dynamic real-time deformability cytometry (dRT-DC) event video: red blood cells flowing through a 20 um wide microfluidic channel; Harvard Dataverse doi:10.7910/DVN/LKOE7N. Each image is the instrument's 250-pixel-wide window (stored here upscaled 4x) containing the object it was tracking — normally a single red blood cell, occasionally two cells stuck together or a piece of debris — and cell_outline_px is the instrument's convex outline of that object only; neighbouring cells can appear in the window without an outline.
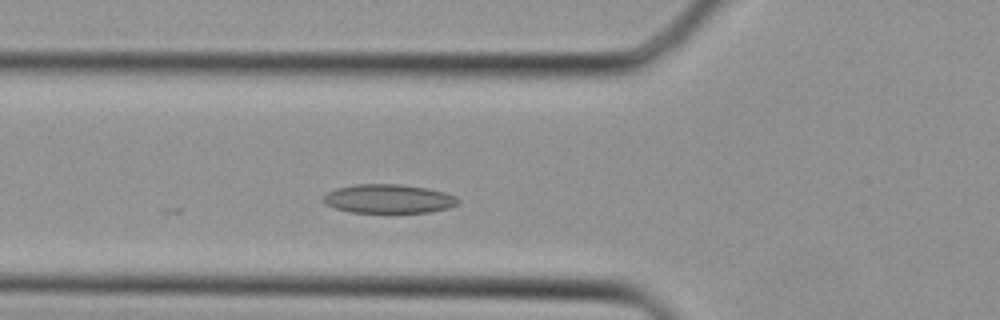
{"species": "Egyptian fruit bat (a non-hibernating species)", "species_latin": "Rousettus aegyptiacus", "temperature_condition": "cold", "stored_images_in_passage": 25, "camera_frame_rate_fps": 3000, "um_per_image_px": 0.085, "animal": {"sex": "female"}, "frame": {"image": 1, "passage_image": 6, "time_ms": 1.667, "image_size_px": [1000, 320], "cell_outline_px": [[460, 200], [456, 204], [448, 208], [428, 212], [352, 212], [336, 208], [324, 204], [320, 200], [328, 192], [336, 188], [356, 184], [400, 184], [428, 188], [444, 192], [456, 196]], "centroid_in_image_um": [33.01, 16.89], "position_along_channel_um": 92.8, "area_um2": 22.66}}
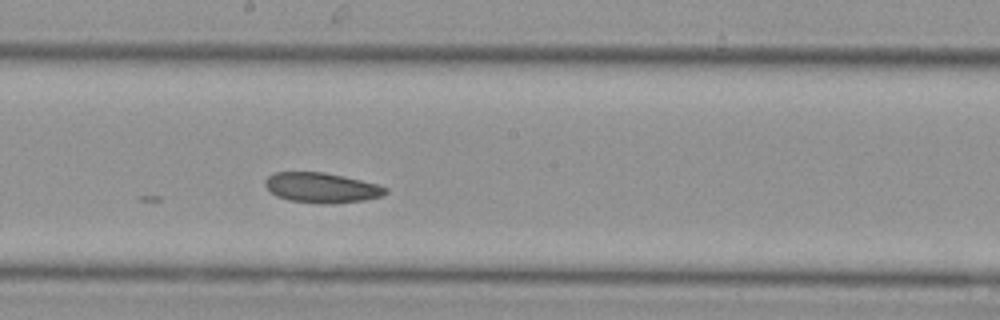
{"frame": {"image": 2, "passage_image": 13, "time_ms": 4.0, "image_size_px": [1000, 320], "cell_outline_px": [[388, 192], [384, 196], [364, 200], [324, 204], [320, 204], [288, 200], [276, 196], [264, 184], [264, 180], [268, 176], [276, 172], [324, 172], [344, 176], [376, 184], [388, 188]], "centroid_in_image_um": [27.34, 15.96], "position_along_channel_um": 220.9, "area_um2": 21.1}}
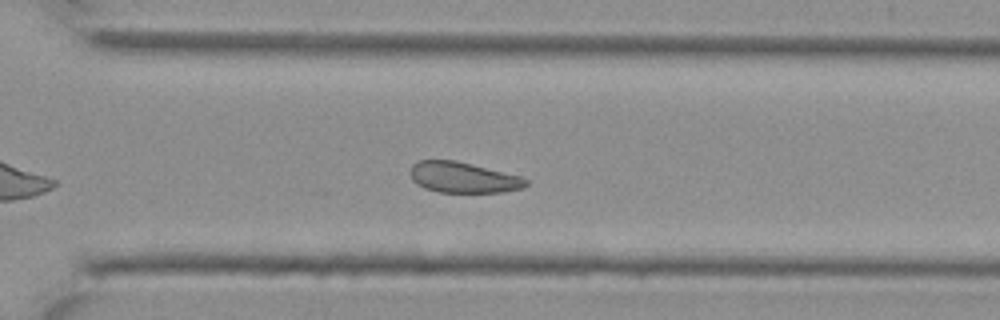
{"frame": {"image": 3, "passage_image": 19, "time_ms": 6.0, "image_size_px": [1000, 320], "cell_outline_px": [[528, 184], [524, 188], [504, 192], [436, 192], [424, 188], [416, 184], [412, 180], [408, 172], [412, 164], [420, 160], [456, 160], [520, 176], [528, 180]], "centroid_in_image_um": [39.33, 15.09], "position_along_channel_um": 331.3, "area_um2": 20.92}}